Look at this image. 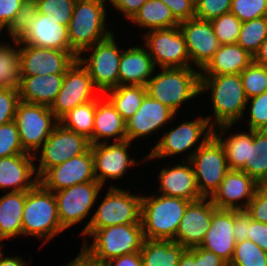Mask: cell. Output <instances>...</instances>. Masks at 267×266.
<instances>
[{"instance_id": "obj_1", "label": "cell", "mask_w": 267, "mask_h": 266, "mask_svg": "<svg viewBox=\"0 0 267 266\" xmlns=\"http://www.w3.org/2000/svg\"><path fill=\"white\" fill-rule=\"evenodd\" d=\"M210 92L213 115L205 116L212 128L235 125L245 118L247 96L240 74L201 75L200 94Z\"/></svg>"}, {"instance_id": "obj_2", "label": "cell", "mask_w": 267, "mask_h": 266, "mask_svg": "<svg viewBox=\"0 0 267 266\" xmlns=\"http://www.w3.org/2000/svg\"><path fill=\"white\" fill-rule=\"evenodd\" d=\"M88 237L94 240L89 243L88 239L83 240L79 254L90 263L100 266L119 256L140 252L144 241L142 224L96 229Z\"/></svg>"}, {"instance_id": "obj_3", "label": "cell", "mask_w": 267, "mask_h": 266, "mask_svg": "<svg viewBox=\"0 0 267 266\" xmlns=\"http://www.w3.org/2000/svg\"><path fill=\"white\" fill-rule=\"evenodd\" d=\"M158 70H155L146 85L147 94L152 99L169 107L176 114L183 104L200 96L201 75L198 69L182 67Z\"/></svg>"}, {"instance_id": "obj_4", "label": "cell", "mask_w": 267, "mask_h": 266, "mask_svg": "<svg viewBox=\"0 0 267 266\" xmlns=\"http://www.w3.org/2000/svg\"><path fill=\"white\" fill-rule=\"evenodd\" d=\"M65 230L62 228L57 211L55 194L38 183L26 191L22 215V237L30 236L43 240L44 246Z\"/></svg>"}, {"instance_id": "obj_5", "label": "cell", "mask_w": 267, "mask_h": 266, "mask_svg": "<svg viewBox=\"0 0 267 266\" xmlns=\"http://www.w3.org/2000/svg\"><path fill=\"white\" fill-rule=\"evenodd\" d=\"M191 201L165 196L142 194L141 224L144 239L174 240L180 221Z\"/></svg>"}, {"instance_id": "obj_6", "label": "cell", "mask_w": 267, "mask_h": 266, "mask_svg": "<svg viewBox=\"0 0 267 266\" xmlns=\"http://www.w3.org/2000/svg\"><path fill=\"white\" fill-rule=\"evenodd\" d=\"M130 192L131 190L112 184L102 202L95 208L96 211H93V216L78 234L87 240L96 229L122 224H141L142 195Z\"/></svg>"}, {"instance_id": "obj_7", "label": "cell", "mask_w": 267, "mask_h": 266, "mask_svg": "<svg viewBox=\"0 0 267 266\" xmlns=\"http://www.w3.org/2000/svg\"><path fill=\"white\" fill-rule=\"evenodd\" d=\"M107 3L108 0H76L68 25V35L71 49L78 56L113 33L112 29L107 28L109 25H106Z\"/></svg>"}, {"instance_id": "obj_8", "label": "cell", "mask_w": 267, "mask_h": 266, "mask_svg": "<svg viewBox=\"0 0 267 266\" xmlns=\"http://www.w3.org/2000/svg\"><path fill=\"white\" fill-rule=\"evenodd\" d=\"M195 118L194 120L191 119V121L186 119L180 125L178 124L177 127L173 126L169 131L165 130L156 145L151 148L150 153L142 159V162L143 160V163L147 162V160L148 162L151 160H161V158L163 160L170 156L172 158V156L183 155L185 152L186 156L183 161H189L193 154L213 133V128L206 117L199 115V117Z\"/></svg>"}, {"instance_id": "obj_9", "label": "cell", "mask_w": 267, "mask_h": 266, "mask_svg": "<svg viewBox=\"0 0 267 266\" xmlns=\"http://www.w3.org/2000/svg\"><path fill=\"white\" fill-rule=\"evenodd\" d=\"M118 46L112 33L78 56L80 63L88 70L95 88L102 95L119 86V63L124 48Z\"/></svg>"}, {"instance_id": "obj_10", "label": "cell", "mask_w": 267, "mask_h": 266, "mask_svg": "<svg viewBox=\"0 0 267 266\" xmlns=\"http://www.w3.org/2000/svg\"><path fill=\"white\" fill-rule=\"evenodd\" d=\"M13 36L19 44L68 51L78 60V55L70 46L68 27L44 14L37 13L31 6L24 16L21 27Z\"/></svg>"}, {"instance_id": "obj_11", "label": "cell", "mask_w": 267, "mask_h": 266, "mask_svg": "<svg viewBox=\"0 0 267 266\" xmlns=\"http://www.w3.org/2000/svg\"><path fill=\"white\" fill-rule=\"evenodd\" d=\"M90 148V141L86 137L58 123L34 155L35 161L38 160L39 162H35V170L38 178L49 168L83 154Z\"/></svg>"}, {"instance_id": "obj_12", "label": "cell", "mask_w": 267, "mask_h": 266, "mask_svg": "<svg viewBox=\"0 0 267 266\" xmlns=\"http://www.w3.org/2000/svg\"><path fill=\"white\" fill-rule=\"evenodd\" d=\"M14 121L26 153L35 155L49 137L59 120L50 107L20 101Z\"/></svg>"}, {"instance_id": "obj_13", "label": "cell", "mask_w": 267, "mask_h": 266, "mask_svg": "<svg viewBox=\"0 0 267 266\" xmlns=\"http://www.w3.org/2000/svg\"><path fill=\"white\" fill-rule=\"evenodd\" d=\"M200 194L210 198L230 170L221 143L213 136L190 158Z\"/></svg>"}, {"instance_id": "obj_14", "label": "cell", "mask_w": 267, "mask_h": 266, "mask_svg": "<svg viewBox=\"0 0 267 266\" xmlns=\"http://www.w3.org/2000/svg\"><path fill=\"white\" fill-rule=\"evenodd\" d=\"M103 186L97 181L80 183L54 192L58 217L62 228L66 231L82 223L93 210Z\"/></svg>"}, {"instance_id": "obj_15", "label": "cell", "mask_w": 267, "mask_h": 266, "mask_svg": "<svg viewBox=\"0 0 267 266\" xmlns=\"http://www.w3.org/2000/svg\"><path fill=\"white\" fill-rule=\"evenodd\" d=\"M142 40L157 69L191 67L186 42L179 26L146 31Z\"/></svg>"}, {"instance_id": "obj_16", "label": "cell", "mask_w": 267, "mask_h": 266, "mask_svg": "<svg viewBox=\"0 0 267 266\" xmlns=\"http://www.w3.org/2000/svg\"><path fill=\"white\" fill-rule=\"evenodd\" d=\"M100 95L88 70L76 60L64 74L61 89L50 110L60 120L76 106L97 99Z\"/></svg>"}, {"instance_id": "obj_17", "label": "cell", "mask_w": 267, "mask_h": 266, "mask_svg": "<svg viewBox=\"0 0 267 266\" xmlns=\"http://www.w3.org/2000/svg\"><path fill=\"white\" fill-rule=\"evenodd\" d=\"M132 142L128 140L120 142H106L91 145L95 179L103 187L107 180H121L127 175L129 168L137 165L136 158L131 157L129 148L132 149Z\"/></svg>"}, {"instance_id": "obj_18", "label": "cell", "mask_w": 267, "mask_h": 266, "mask_svg": "<svg viewBox=\"0 0 267 266\" xmlns=\"http://www.w3.org/2000/svg\"><path fill=\"white\" fill-rule=\"evenodd\" d=\"M21 76L65 74L77 60L70 52L19 44Z\"/></svg>"}, {"instance_id": "obj_19", "label": "cell", "mask_w": 267, "mask_h": 266, "mask_svg": "<svg viewBox=\"0 0 267 266\" xmlns=\"http://www.w3.org/2000/svg\"><path fill=\"white\" fill-rule=\"evenodd\" d=\"M90 181H97L91 148L83 154L49 168L39 178V183L52 192Z\"/></svg>"}, {"instance_id": "obj_20", "label": "cell", "mask_w": 267, "mask_h": 266, "mask_svg": "<svg viewBox=\"0 0 267 266\" xmlns=\"http://www.w3.org/2000/svg\"><path fill=\"white\" fill-rule=\"evenodd\" d=\"M179 28L186 42L191 67L201 71L221 45L211 21L192 18L180 22Z\"/></svg>"}, {"instance_id": "obj_21", "label": "cell", "mask_w": 267, "mask_h": 266, "mask_svg": "<svg viewBox=\"0 0 267 266\" xmlns=\"http://www.w3.org/2000/svg\"><path fill=\"white\" fill-rule=\"evenodd\" d=\"M176 117L173 110L147 94L139 109L126 121V138L133 143L139 138L158 134L159 129L162 131L168 124H173Z\"/></svg>"}, {"instance_id": "obj_22", "label": "cell", "mask_w": 267, "mask_h": 266, "mask_svg": "<svg viewBox=\"0 0 267 266\" xmlns=\"http://www.w3.org/2000/svg\"><path fill=\"white\" fill-rule=\"evenodd\" d=\"M216 209L210 198L191 202L186 208L173 241L185 248L200 246L211 226Z\"/></svg>"}, {"instance_id": "obj_23", "label": "cell", "mask_w": 267, "mask_h": 266, "mask_svg": "<svg viewBox=\"0 0 267 266\" xmlns=\"http://www.w3.org/2000/svg\"><path fill=\"white\" fill-rule=\"evenodd\" d=\"M259 184L242 170H229L210 197L218 209H246Z\"/></svg>"}, {"instance_id": "obj_24", "label": "cell", "mask_w": 267, "mask_h": 266, "mask_svg": "<svg viewBox=\"0 0 267 266\" xmlns=\"http://www.w3.org/2000/svg\"><path fill=\"white\" fill-rule=\"evenodd\" d=\"M170 166V167H169ZM161 195L187 199L191 202L204 198L198 189L193 167L189 161L174 166H163L157 176Z\"/></svg>"}, {"instance_id": "obj_25", "label": "cell", "mask_w": 267, "mask_h": 266, "mask_svg": "<svg viewBox=\"0 0 267 266\" xmlns=\"http://www.w3.org/2000/svg\"><path fill=\"white\" fill-rule=\"evenodd\" d=\"M39 183L32 154L0 158V189L5 192L29 191Z\"/></svg>"}, {"instance_id": "obj_26", "label": "cell", "mask_w": 267, "mask_h": 266, "mask_svg": "<svg viewBox=\"0 0 267 266\" xmlns=\"http://www.w3.org/2000/svg\"><path fill=\"white\" fill-rule=\"evenodd\" d=\"M234 209H216L211 226L200 247L212 251L228 264L232 260L236 240L233 235Z\"/></svg>"}, {"instance_id": "obj_27", "label": "cell", "mask_w": 267, "mask_h": 266, "mask_svg": "<svg viewBox=\"0 0 267 266\" xmlns=\"http://www.w3.org/2000/svg\"><path fill=\"white\" fill-rule=\"evenodd\" d=\"M156 66L147 48L143 45L124 49L119 63V86L134 85L146 87Z\"/></svg>"}, {"instance_id": "obj_28", "label": "cell", "mask_w": 267, "mask_h": 266, "mask_svg": "<svg viewBox=\"0 0 267 266\" xmlns=\"http://www.w3.org/2000/svg\"><path fill=\"white\" fill-rule=\"evenodd\" d=\"M120 142L126 138V121L116 111L111 101L104 95L96 99L94 129L90 144L106 143L110 140Z\"/></svg>"}, {"instance_id": "obj_29", "label": "cell", "mask_w": 267, "mask_h": 266, "mask_svg": "<svg viewBox=\"0 0 267 266\" xmlns=\"http://www.w3.org/2000/svg\"><path fill=\"white\" fill-rule=\"evenodd\" d=\"M64 74L21 76L20 101L51 107L59 93Z\"/></svg>"}, {"instance_id": "obj_30", "label": "cell", "mask_w": 267, "mask_h": 266, "mask_svg": "<svg viewBox=\"0 0 267 266\" xmlns=\"http://www.w3.org/2000/svg\"><path fill=\"white\" fill-rule=\"evenodd\" d=\"M253 62V56L239 44H222L200 75L240 74Z\"/></svg>"}, {"instance_id": "obj_31", "label": "cell", "mask_w": 267, "mask_h": 266, "mask_svg": "<svg viewBox=\"0 0 267 266\" xmlns=\"http://www.w3.org/2000/svg\"><path fill=\"white\" fill-rule=\"evenodd\" d=\"M26 191L6 192L0 196V243L22 237V215Z\"/></svg>"}, {"instance_id": "obj_32", "label": "cell", "mask_w": 267, "mask_h": 266, "mask_svg": "<svg viewBox=\"0 0 267 266\" xmlns=\"http://www.w3.org/2000/svg\"><path fill=\"white\" fill-rule=\"evenodd\" d=\"M234 125H221L213 128L212 135L221 143L227 164L230 170H242L246 164L249 153V129L241 132L231 133ZM231 128V129H230ZM225 134L226 137H225ZM224 136V137H223Z\"/></svg>"}, {"instance_id": "obj_33", "label": "cell", "mask_w": 267, "mask_h": 266, "mask_svg": "<svg viewBox=\"0 0 267 266\" xmlns=\"http://www.w3.org/2000/svg\"><path fill=\"white\" fill-rule=\"evenodd\" d=\"M185 249L173 240L144 239L140 250L142 266H178Z\"/></svg>"}, {"instance_id": "obj_34", "label": "cell", "mask_w": 267, "mask_h": 266, "mask_svg": "<svg viewBox=\"0 0 267 266\" xmlns=\"http://www.w3.org/2000/svg\"><path fill=\"white\" fill-rule=\"evenodd\" d=\"M129 22L147 31L173 28L180 24L170 8L160 0H147Z\"/></svg>"}, {"instance_id": "obj_35", "label": "cell", "mask_w": 267, "mask_h": 266, "mask_svg": "<svg viewBox=\"0 0 267 266\" xmlns=\"http://www.w3.org/2000/svg\"><path fill=\"white\" fill-rule=\"evenodd\" d=\"M258 184L267 177V130H249V153L242 169Z\"/></svg>"}, {"instance_id": "obj_36", "label": "cell", "mask_w": 267, "mask_h": 266, "mask_svg": "<svg viewBox=\"0 0 267 266\" xmlns=\"http://www.w3.org/2000/svg\"><path fill=\"white\" fill-rule=\"evenodd\" d=\"M9 38L13 41V45L4 41L0 43V88L19 89L21 78L19 42L14 36Z\"/></svg>"}, {"instance_id": "obj_37", "label": "cell", "mask_w": 267, "mask_h": 266, "mask_svg": "<svg viewBox=\"0 0 267 266\" xmlns=\"http://www.w3.org/2000/svg\"><path fill=\"white\" fill-rule=\"evenodd\" d=\"M146 95V87L134 85H121L104 94L125 121L135 114Z\"/></svg>"}, {"instance_id": "obj_38", "label": "cell", "mask_w": 267, "mask_h": 266, "mask_svg": "<svg viewBox=\"0 0 267 266\" xmlns=\"http://www.w3.org/2000/svg\"><path fill=\"white\" fill-rule=\"evenodd\" d=\"M95 111L96 99L76 106L65 114L59 123L90 140L93 135Z\"/></svg>"}, {"instance_id": "obj_39", "label": "cell", "mask_w": 267, "mask_h": 266, "mask_svg": "<svg viewBox=\"0 0 267 266\" xmlns=\"http://www.w3.org/2000/svg\"><path fill=\"white\" fill-rule=\"evenodd\" d=\"M31 0H0V33L13 36L21 27L29 11Z\"/></svg>"}, {"instance_id": "obj_40", "label": "cell", "mask_w": 267, "mask_h": 266, "mask_svg": "<svg viewBox=\"0 0 267 266\" xmlns=\"http://www.w3.org/2000/svg\"><path fill=\"white\" fill-rule=\"evenodd\" d=\"M267 39V16L243 22L237 44L252 56Z\"/></svg>"}, {"instance_id": "obj_41", "label": "cell", "mask_w": 267, "mask_h": 266, "mask_svg": "<svg viewBox=\"0 0 267 266\" xmlns=\"http://www.w3.org/2000/svg\"><path fill=\"white\" fill-rule=\"evenodd\" d=\"M76 0H31L30 6L58 23L68 27Z\"/></svg>"}, {"instance_id": "obj_42", "label": "cell", "mask_w": 267, "mask_h": 266, "mask_svg": "<svg viewBox=\"0 0 267 266\" xmlns=\"http://www.w3.org/2000/svg\"><path fill=\"white\" fill-rule=\"evenodd\" d=\"M228 266H267V253L249 239L236 242Z\"/></svg>"}, {"instance_id": "obj_43", "label": "cell", "mask_w": 267, "mask_h": 266, "mask_svg": "<svg viewBox=\"0 0 267 266\" xmlns=\"http://www.w3.org/2000/svg\"><path fill=\"white\" fill-rule=\"evenodd\" d=\"M240 76L248 99L267 92V67L252 62Z\"/></svg>"}, {"instance_id": "obj_44", "label": "cell", "mask_w": 267, "mask_h": 266, "mask_svg": "<svg viewBox=\"0 0 267 266\" xmlns=\"http://www.w3.org/2000/svg\"><path fill=\"white\" fill-rule=\"evenodd\" d=\"M211 25L221 45L237 43L242 22L233 13L229 12L212 19Z\"/></svg>"}, {"instance_id": "obj_45", "label": "cell", "mask_w": 267, "mask_h": 266, "mask_svg": "<svg viewBox=\"0 0 267 266\" xmlns=\"http://www.w3.org/2000/svg\"><path fill=\"white\" fill-rule=\"evenodd\" d=\"M178 266H228V263L212 251L197 246L183 251Z\"/></svg>"}, {"instance_id": "obj_46", "label": "cell", "mask_w": 267, "mask_h": 266, "mask_svg": "<svg viewBox=\"0 0 267 266\" xmlns=\"http://www.w3.org/2000/svg\"><path fill=\"white\" fill-rule=\"evenodd\" d=\"M245 112L249 115L246 121L249 130H267V92L249 98Z\"/></svg>"}, {"instance_id": "obj_47", "label": "cell", "mask_w": 267, "mask_h": 266, "mask_svg": "<svg viewBox=\"0 0 267 266\" xmlns=\"http://www.w3.org/2000/svg\"><path fill=\"white\" fill-rule=\"evenodd\" d=\"M26 153L22 147L15 121L0 126V158Z\"/></svg>"}, {"instance_id": "obj_48", "label": "cell", "mask_w": 267, "mask_h": 266, "mask_svg": "<svg viewBox=\"0 0 267 266\" xmlns=\"http://www.w3.org/2000/svg\"><path fill=\"white\" fill-rule=\"evenodd\" d=\"M230 12L242 23L267 16V0H232Z\"/></svg>"}, {"instance_id": "obj_49", "label": "cell", "mask_w": 267, "mask_h": 266, "mask_svg": "<svg viewBox=\"0 0 267 266\" xmlns=\"http://www.w3.org/2000/svg\"><path fill=\"white\" fill-rule=\"evenodd\" d=\"M232 0H195V18L211 21L229 13Z\"/></svg>"}, {"instance_id": "obj_50", "label": "cell", "mask_w": 267, "mask_h": 266, "mask_svg": "<svg viewBox=\"0 0 267 266\" xmlns=\"http://www.w3.org/2000/svg\"><path fill=\"white\" fill-rule=\"evenodd\" d=\"M19 102L18 89L0 88V126L14 120Z\"/></svg>"}, {"instance_id": "obj_51", "label": "cell", "mask_w": 267, "mask_h": 266, "mask_svg": "<svg viewBox=\"0 0 267 266\" xmlns=\"http://www.w3.org/2000/svg\"><path fill=\"white\" fill-rule=\"evenodd\" d=\"M246 210L252 220L267 224V192L260 186L257 188Z\"/></svg>"}, {"instance_id": "obj_52", "label": "cell", "mask_w": 267, "mask_h": 266, "mask_svg": "<svg viewBox=\"0 0 267 266\" xmlns=\"http://www.w3.org/2000/svg\"><path fill=\"white\" fill-rule=\"evenodd\" d=\"M166 4L174 18L180 23L195 18L194 0H160Z\"/></svg>"}, {"instance_id": "obj_53", "label": "cell", "mask_w": 267, "mask_h": 266, "mask_svg": "<svg viewBox=\"0 0 267 266\" xmlns=\"http://www.w3.org/2000/svg\"><path fill=\"white\" fill-rule=\"evenodd\" d=\"M250 213L246 209H234L233 235L236 242L248 240Z\"/></svg>"}, {"instance_id": "obj_54", "label": "cell", "mask_w": 267, "mask_h": 266, "mask_svg": "<svg viewBox=\"0 0 267 266\" xmlns=\"http://www.w3.org/2000/svg\"><path fill=\"white\" fill-rule=\"evenodd\" d=\"M147 0H108L112 8L122 13L126 20H131Z\"/></svg>"}, {"instance_id": "obj_55", "label": "cell", "mask_w": 267, "mask_h": 266, "mask_svg": "<svg viewBox=\"0 0 267 266\" xmlns=\"http://www.w3.org/2000/svg\"><path fill=\"white\" fill-rule=\"evenodd\" d=\"M248 239L257 244L264 252L267 253V224L254 221L250 217Z\"/></svg>"}, {"instance_id": "obj_56", "label": "cell", "mask_w": 267, "mask_h": 266, "mask_svg": "<svg viewBox=\"0 0 267 266\" xmlns=\"http://www.w3.org/2000/svg\"><path fill=\"white\" fill-rule=\"evenodd\" d=\"M102 266H142V259L140 252H136L114 258Z\"/></svg>"}, {"instance_id": "obj_57", "label": "cell", "mask_w": 267, "mask_h": 266, "mask_svg": "<svg viewBox=\"0 0 267 266\" xmlns=\"http://www.w3.org/2000/svg\"><path fill=\"white\" fill-rule=\"evenodd\" d=\"M2 245H0V266H26L27 265L25 260L19 257V255L5 256L2 249L6 245H4L3 243Z\"/></svg>"}, {"instance_id": "obj_58", "label": "cell", "mask_w": 267, "mask_h": 266, "mask_svg": "<svg viewBox=\"0 0 267 266\" xmlns=\"http://www.w3.org/2000/svg\"><path fill=\"white\" fill-rule=\"evenodd\" d=\"M253 62L267 67V39L261 44L259 50L253 56Z\"/></svg>"}, {"instance_id": "obj_59", "label": "cell", "mask_w": 267, "mask_h": 266, "mask_svg": "<svg viewBox=\"0 0 267 266\" xmlns=\"http://www.w3.org/2000/svg\"><path fill=\"white\" fill-rule=\"evenodd\" d=\"M259 186L267 192V177L259 184Z\"/></svg>"}, {"instance_id": "obj_60", "label": "cell", "mask_w": 267, "mask_h": 266, "mask_svg": "<svg viewBox=\"0 0 267 266\" xmlns=\"http://www.w3.org/2000/svg\"><path fill=\"white\" fill-rule=\"evenodd\" d=\"M63 266H74V258L69 263Z\"/></svg>"}]
</instances>
